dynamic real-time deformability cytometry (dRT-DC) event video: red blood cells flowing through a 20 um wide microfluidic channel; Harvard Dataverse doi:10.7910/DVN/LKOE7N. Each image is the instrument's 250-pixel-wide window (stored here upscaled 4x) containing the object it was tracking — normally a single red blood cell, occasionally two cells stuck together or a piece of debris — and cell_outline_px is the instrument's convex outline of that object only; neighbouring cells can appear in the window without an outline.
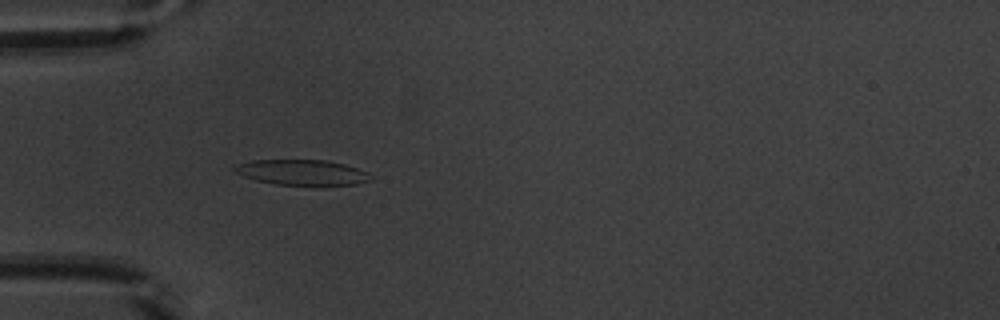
{"species": "common noctule bat (a hibernating species)", "species_latin": "Nyctalus noctula", "temperature_condition": "warm", "stored_images_in_passage": 53, "camera_frame_rate_fps": 3000, "um_per_image_px": 0.085, "animal": {"sex": "male", "body_mass_g": 20.1, "forearm_length_mm": 53.5}, "frame": {"image": 1, "passage_image": 17, "time_ms": 5.333, "image_size_px": [1000, 320], "cell_outline_px": [[372, 180], [356, 184], [276, 184], [256, 180], [244, 176], [236, 172], [232, 168], [236, 164], [252, 160], [324, 160], [344, 164], [368, 172], [372, 176]], "centroid_in_image_um": [25.66, 14.64], "position_along_channel_um": 59.3, "area_um2": 19.77}}
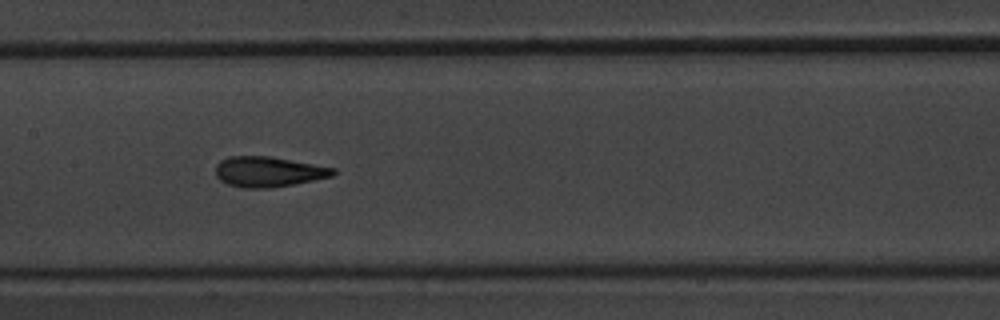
{"frame": {"image": 2, "passage_image": 27, "time_ms": 8.667, "image_size_px": [1000, 320], "cell_outline_px": [[336, 172], [332, 176], [272, 188], [244, 188], [228, 184], [220, 180], [216, 176], [216, 164], [220, 160], [228, 156], [272, 156], [336, 168]], "centroid_in_image_um": [22.79, 14.58], "position_along_channel_um": 184.6, "area_um2": 20.81}}
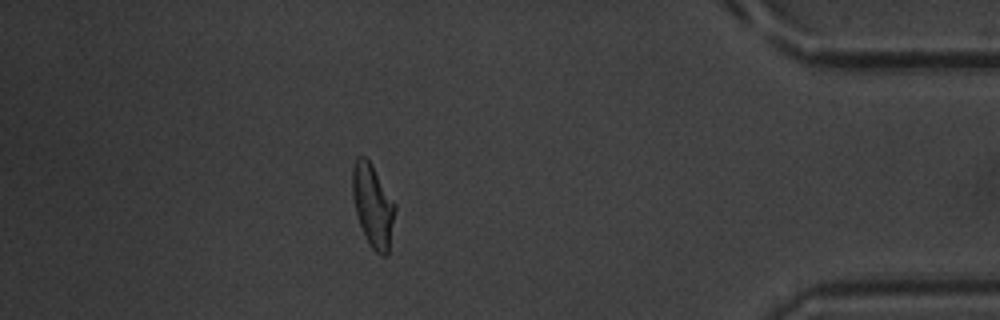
{"frame": {"image": 3, "passage_image": 47, "time_ms": 15.333, "image_size_px": [1000, 320], "cell_outline_px": [[396, 208], [388, 256], [380, 256], [368, 244], [360, 224], [356, 212], [352, 196], [352, 168], [356, 156], [364, 156], [372, 164], [396, 204]], "centroid_in_image_um": [31.7, 17.48], "position_along_channel_um": 403.5, "area_um2": 20.75}, "authors_computed_cell_mechanics": {"area_um2": 20.6346, "velocity_mm_per_s": 3.8758, "shape_relaxation_time_tau1_ms": 4.5787, "shape_relaxation_time_tau2_ms": 1.0664, "deformation_change_tau1": 0.198, "deformation_change_tau2": 0.0895}}